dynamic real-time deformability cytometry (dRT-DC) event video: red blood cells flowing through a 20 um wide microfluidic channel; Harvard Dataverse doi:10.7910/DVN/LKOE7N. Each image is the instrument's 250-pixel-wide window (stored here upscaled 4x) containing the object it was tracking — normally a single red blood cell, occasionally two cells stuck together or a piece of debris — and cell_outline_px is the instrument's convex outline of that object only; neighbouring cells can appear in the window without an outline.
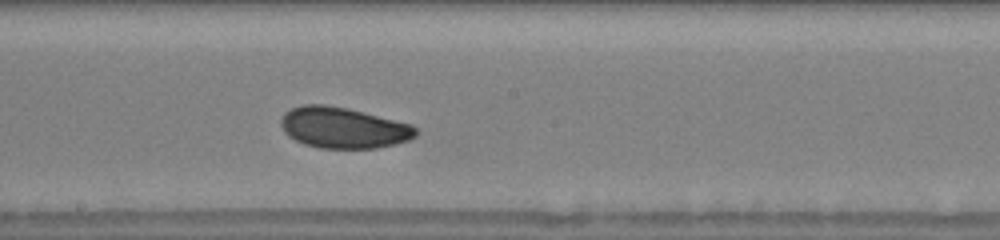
{"species": "human", "species_latin": "Homo sapiens", "temperature_condition": "warm", "stored_images_in_passage": 40, "camera_frame_rate_fps": 3000, "um_per_image_px": 0.085, "donor": {"sex": "male"}, "frame": {"image": 1, "passage_image": 18, "time_ms": 5.667, "image_size_px": [1000, 240], "cell_outline_px": [[416, 136], [408, 140], [396, 144], [376, 148], [320, 148], [304, 144], [288, 136], [284, 132], [280, 124], [280, 120], [284, 112], [292, 108], [304, 104], [324, 104], [348, 108], [412, 124], [416, 128]], "centroid_in_image_um": [29.16, 10.85], "position_along_channel_um": 219.0, "area_um2": 32.31}}
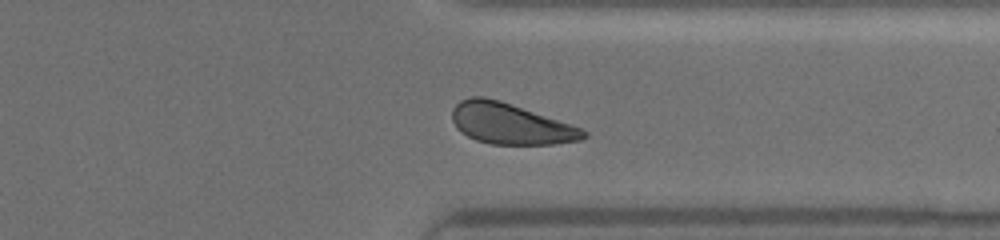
{"frame": {"image": 2, "passage_image": 29, "time_ms": 9.333, "image_size_px": [1000, 240], "cell_outline_px": [[588, 136], [584, 140], [552, 144], [492, 144], [476, 140], [460, 132], [456, 128], [452, 120], [452, 108], [460, 100], [472, 96], [484, 96], [500, 100], [580, 128], [588, 132]], "centroid_in_image_um": [43.35, 10.52], "position_along_channel_um": 368.0, "area_um2": 31.15}}